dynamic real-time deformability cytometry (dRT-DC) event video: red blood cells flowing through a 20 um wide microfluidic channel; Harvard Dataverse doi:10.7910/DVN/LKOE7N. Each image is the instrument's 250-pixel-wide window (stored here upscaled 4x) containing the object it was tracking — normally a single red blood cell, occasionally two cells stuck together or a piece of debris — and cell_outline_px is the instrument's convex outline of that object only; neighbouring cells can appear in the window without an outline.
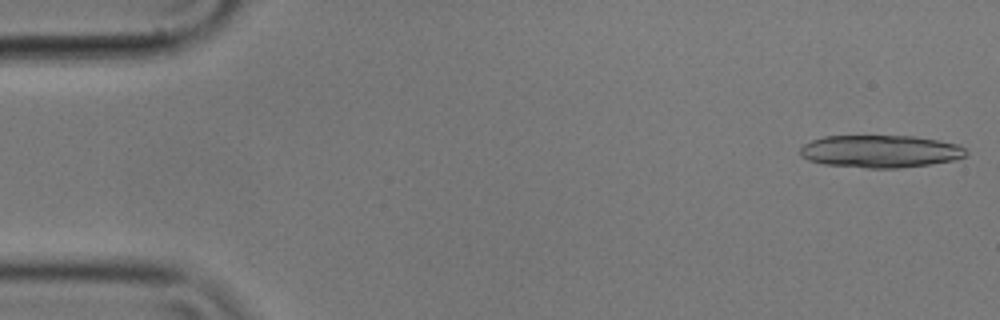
{"species": "common noctule bat (a hibernating species)", "species_latin": "Nyctalus noctula", "temperature_condition": "cold", "stored_images_in_passage": 16, "camera_frame_rate_fps": 3000, "um_per_image_px": 0.085, "animal": {"sex": "male", "body_mass_g": 17.9}, "frame": {"image": 1, "passage_image": 1, "time_ms": 0.0, "image_size_px": [1000, 320], "cell_outline_px": [[968, 156], [952, 160], [928, 164], [900, 168], [868, 168], [824, 164], [808, 160], [800, 156], [800, 148], [804, 144], [812, 140], [824, 136], [912, 136], [940, 140], [956, 144], [964, 148], [968, 152]], "centroid_in_image_um": [74.82, 12.86], "position_along_channel_um": 10.2, "area_um2": 31.44}}